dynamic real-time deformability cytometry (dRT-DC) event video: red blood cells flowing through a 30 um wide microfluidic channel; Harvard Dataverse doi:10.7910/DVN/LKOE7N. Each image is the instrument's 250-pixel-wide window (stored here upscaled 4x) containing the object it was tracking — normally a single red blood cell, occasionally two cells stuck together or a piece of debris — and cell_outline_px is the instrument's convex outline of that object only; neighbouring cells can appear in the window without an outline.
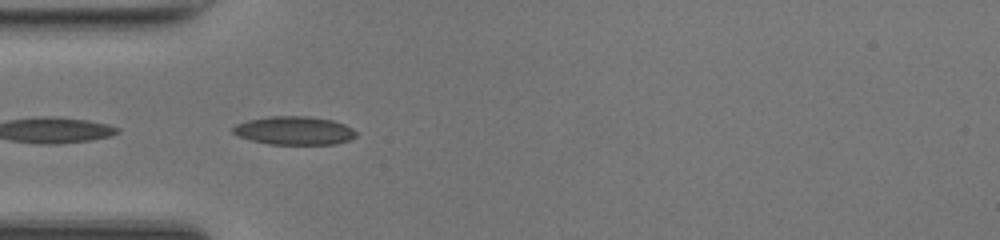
{"species": "common noctule bat (a hibernating species)", "species_latin": "Nyctalus noctula", "temperature_condition": "room temperature", "stored_images_in_passage": 20, "camera_frame_rate_fps": 3000, "um_per_image_px": 0.085, "animal": {"sex": "female", "body_mass_g": 17.0, "forearm_length_mm": 48.0}, "frame": {"image": 1, "passage_image": 6, "time_ms": 1.667, "image_size_px": [1000, 240], "cell_outline_px": [[356, 136], [348, 140], [336, 144], [268, 144], [252, 140], [240, 136], [232, 132], [232, 128], [236, 124], [248, 120], [268, 116], [308, 116], [332, 120], [344, 124], [352, 128], [356, 132]], "centroid_in_image_um": [25.01, 11.09], "position_along_channel_um": 60.0, "area_um2": 20.29}}
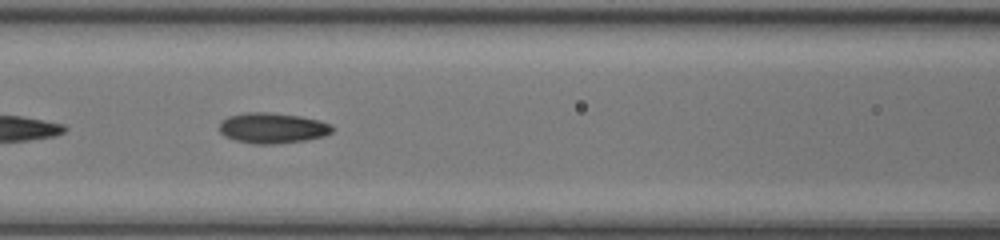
{"frame": {"image": 2, "passage_image": 12, "time_ms": 3.667, "image_size_px": [1000, 240], "cell_outline_px": [[336, 128], [332, 132], [324, 136], [308, 140], [276, 144], [252, 144], [236, 140], [224, 136], [220, 132], [220, 124], [228, 116], [244, 112], [264, 112], [300, 116], [320, 120], [332, 124]], "centroid_in_image_um": [23.21, 10.89], "position_along_channel_um": 143.4, "area_um2": 20.29}}
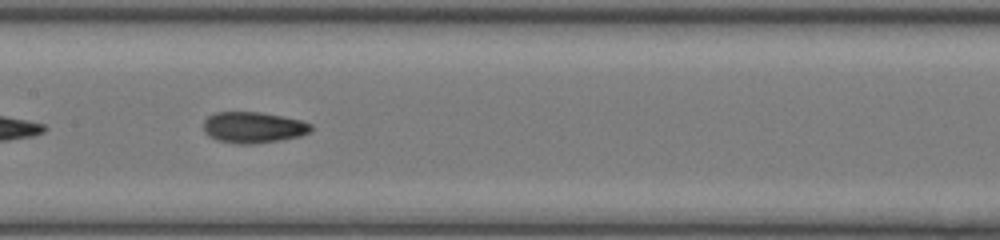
{"frame": {"image": 3, "passage_image": 15, "time_ms": 4.667, "image_size_px": [1000, 240], "cell_outline_px": [[312, 128], [308, 132], [300, 136], [280, 140], [252, 144], [236, 144], [216, 140], [208, 136], [204, 132], [204, 120], [208, 116], [216, 112], [260, 112], [300, 120], [312, 124]], "centroid_in_image_um": [21.49, 10.84], "position_along_channel_um": 185.9, "area_um2": 19.48}}